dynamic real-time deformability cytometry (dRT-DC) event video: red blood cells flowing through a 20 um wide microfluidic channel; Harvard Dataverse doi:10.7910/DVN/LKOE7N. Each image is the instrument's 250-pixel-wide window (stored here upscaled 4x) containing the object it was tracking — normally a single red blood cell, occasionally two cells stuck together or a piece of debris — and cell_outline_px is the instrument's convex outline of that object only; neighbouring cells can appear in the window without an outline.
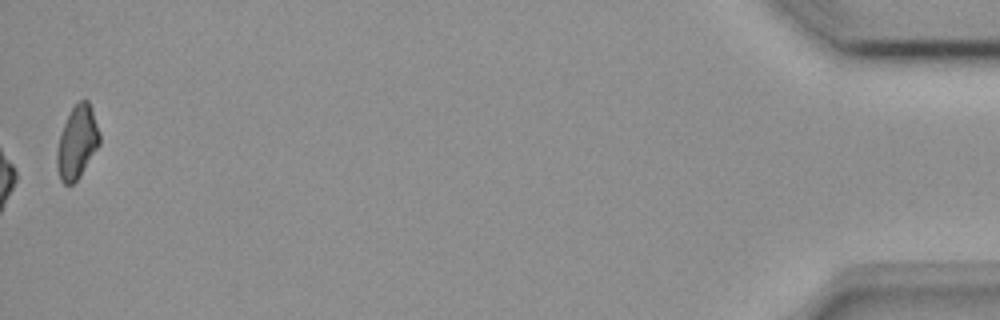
{"species": "common noctule bat (a hibernating species)", "species_latin": "Nyctalus noctula", "temperature_condition": "room temperature", "stored_images_in_passage": 54, "camera_frame_rate_fps": 3000, "um_per_image_px": 0.085, "animal": {"sex": "female", "body_mass_g": 18.4}, "frame": {"image": 1, "passage_image": 54, "time_ms": 17.667, "image_size_px": [1000, 320], "cell_outline_px": [[100, 144], [80, 176], [72, 184], [64, 184], [60, 180], [56, 168], [56, 152], [60, 136], [64, 124], [72, 108], [80, 100], [88, 100], [92, 108], [100, 132]], "centroid_in_image_um": [6.56, 12.11], "position_along_channel_um": 428.6, "area_um2": 18.09}, "authors_computed_cell_mechanics": {"area_um2": 18.1781, "velocity_mm_per_s": 3.8207, "shape_relaxation_time_tau1_ms": 7.9482, "shape_relaxation_time_tau2_ms": null, "deformation_change_tau1": 0.163, "deformation_change_tau2": null}}